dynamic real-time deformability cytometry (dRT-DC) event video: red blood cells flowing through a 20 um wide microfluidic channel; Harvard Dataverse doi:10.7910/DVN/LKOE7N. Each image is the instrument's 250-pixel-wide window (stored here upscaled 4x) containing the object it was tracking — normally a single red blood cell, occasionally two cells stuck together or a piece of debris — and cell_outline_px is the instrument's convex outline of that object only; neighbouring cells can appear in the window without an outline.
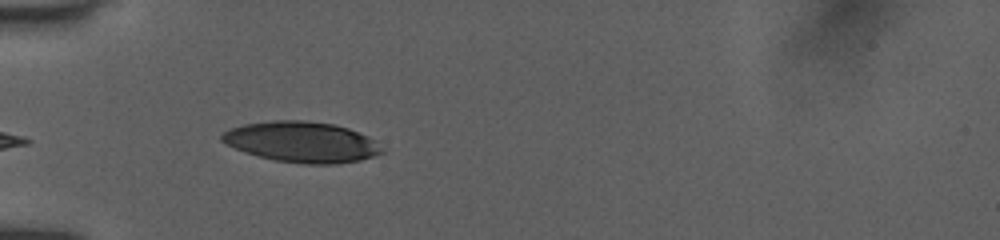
{"species": "human", "species_latin": "Homo sapiens", "temperature_condition": "room temperature", "stored_images_in_passage": 7, "camera_frame_rate_fps": 3000, "um_per_image_px": 0.085, "donor": {"sex": "female"}, "frame": {"image": 1, "passage_image": 1, "time_ms": 0.0, "image_size_px": [1000, 240], "cell_outline_px": [[384, 152], [360, 160], [336, 164], [304, 164], [276, 160], [244, 152], [220, 140], [220, 136], [224, 132], [232, 128], [244, 124], [272, 120], [304, 120], [336, 124], [348, 128], [368, 136]], "centroid_in_image_um": [25.64, 12.06], "position_along_channel_um": 59.4, "area_um2": 37.63}}
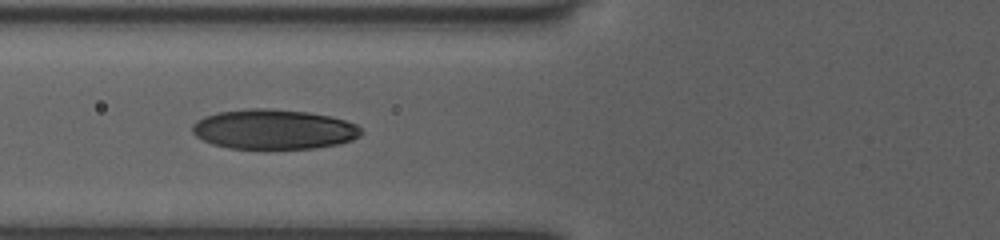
{"frame": {"image": 2, "passage_image": 3, "time_ms": 1.333, "image_size_px": [1000, 240], "cell_outline_px": [[364, 132], [360, 136], [352, 140], [340, 144], [316, 148], [228, 148], [212, 144], [196, 136], [192, 132], [192, 124], [196, 120], [204, 116], [216, 112], [248, 108], [272, 108], [308, 112], [332, 116], [356, 124]], "centroid_in_image_um": [23.27, 10.98], "position_along_channel_um": 102.5, "area_um2": 39.54}}
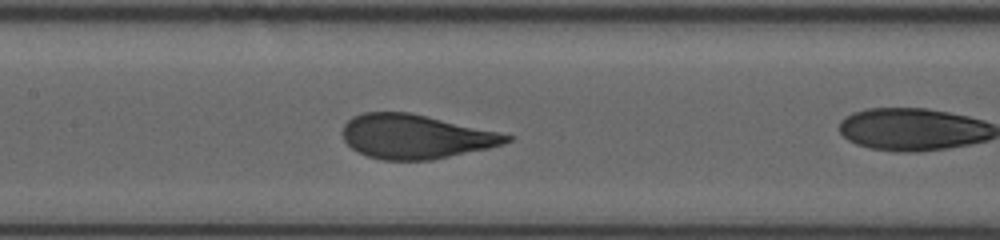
{"frame": {"image": 3, "passage_image": 6, "time_ms": 2.0, "image_size_px": [1000, 240], "cell_outline_px": [[512, 140], [504, 144], [488, 148], [432, 160], [384, 160], [368, 156], [352, 148], [344, 140], [344, 124], [352, 116], [364, 112], [408, 112], [496, 132], [512, 136]], "centroid_in_image_um": [35.29, 11.61], "position_along_channel_um": 172.1, "area_um2": 41.56}}